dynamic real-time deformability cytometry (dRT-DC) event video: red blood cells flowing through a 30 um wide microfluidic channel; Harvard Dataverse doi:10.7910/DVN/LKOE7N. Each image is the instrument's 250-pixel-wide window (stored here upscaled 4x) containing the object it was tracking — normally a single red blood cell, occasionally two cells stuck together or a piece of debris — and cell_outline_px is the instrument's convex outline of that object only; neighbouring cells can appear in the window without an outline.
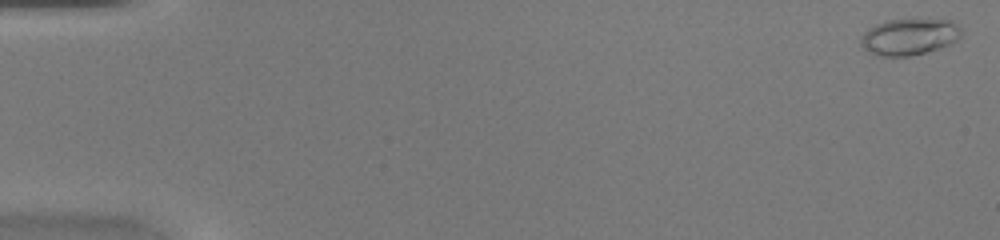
{"species": "common noctule bat (a hibernating species)", "species_latin": "Nyctalus noctula", "temperature_condition": "warm", "stored_images_in_passage": 20, "camera_frame_rate_fps": 3000, "um_per_image_px": 0.085, "animal": {"sex": "female", "body_mass_g": 20.0, "forearm_length_mm": 54.0}, "frame": {"image": 1, "passage_image": 1, "time_ms": 0.0, "image_size_px": [1000, 240], "cell_outline_px": [[960, 36], [956, 40], [948, 44], [924, 52], [908, 56], [880, 56], [868, 52], [860, 44], [860, 36], [868, 28], [876, 24], [888, 20], [952, 20], [960, 28]], "centroid_in_image_um": [77.22, 3.13], "position_along_channel_um": 7.8, "area_um2": 20.98}}
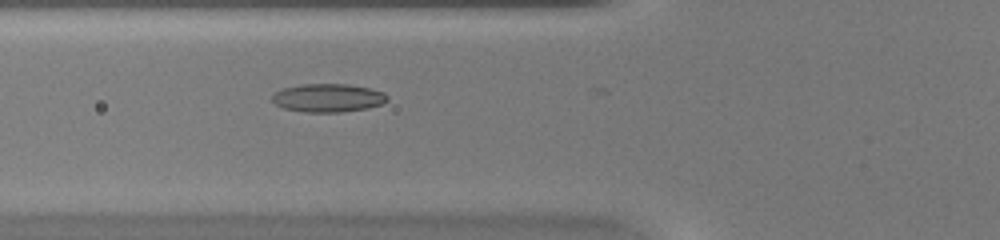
{"frame": {"image": 2, "passage_image": 19, "time_ms": 6.0, "image_size_px": [1000, 240], "cell_outline_px": [[388, 100], [380, 104], [368, 108], [340, 112], [304, 112], [284, 108], [276, 104], [272, 100], [272, 96], [276, 92], [284, 88], [300, 84], [348, 84], [368, 88], [384, 92], [388, 96]], "centroid_in_image_um": [27.89, 8.32], "position_along_channel_um": 97.9, "area_um2": 18.9}}